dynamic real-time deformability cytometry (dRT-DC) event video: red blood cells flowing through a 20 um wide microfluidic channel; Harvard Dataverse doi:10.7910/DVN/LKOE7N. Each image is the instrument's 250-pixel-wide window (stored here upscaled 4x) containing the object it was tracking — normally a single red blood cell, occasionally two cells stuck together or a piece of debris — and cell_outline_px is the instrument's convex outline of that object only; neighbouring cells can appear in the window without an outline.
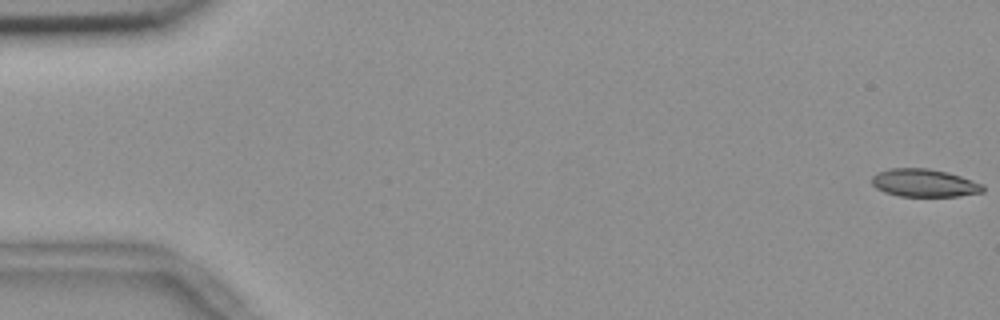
{"species": "common noctule bat (a hibernating species)", "species_latin": "Nyctalus noctula", "temperature_condition": "room temperature", "stored_images_in_passage": 56, "camera_frame_rate_fps": 3000, "um_per_image_px": 0.085, "animal": {"sex": "female", "body_mass_g": 18.4}, "frame": {"image": 1, "passage_image": 1, "time_ms": 0.0, "image_size_px": [1000, 320], "cell_outline_px": [[984, 192], [960, 196], [900, 196], [884, 192], [876, 188], [872, 184], [872, 176], [888, 168], [928, 168], [948, 172], [984, 184]], "centroid_in_image_um": [78.58, 15.55], "position_along_channel_um": 6.4, "area_um2": 18.09}}
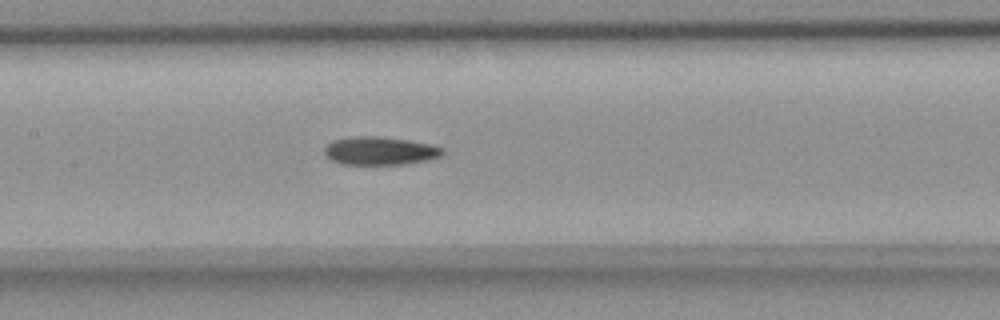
{"frame": {"image": 2, "passage_image": 27, "time_ms": 8.667, "image_size_px": [1000, 320], "cell_outline_px": [[444, 152], [440, 156], [428, 160], [404, 164], [340, 164], [332, 160], [324, 152], [324, 148], [332, 140], [356, 136], [376, 136], [408, 140], [432, 144], [444, 148]], "centroid_in_image_um": [32.31, 12.82], "position_along_channel_um": 175.1, "area_um2": 19.36}}
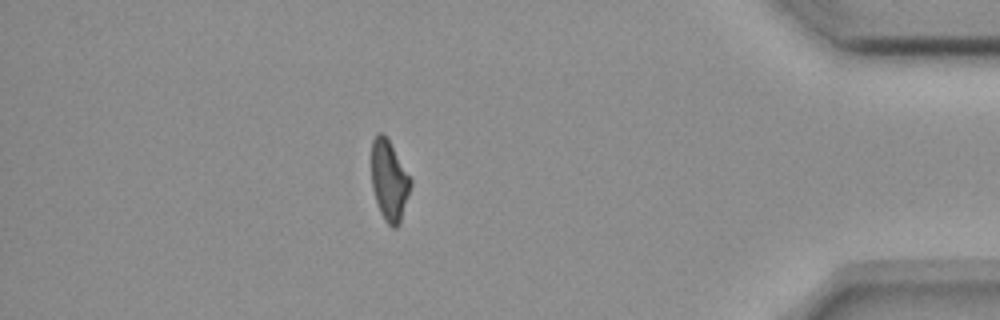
{"frame": {"image": 3, "passage_image": 49, "time_ms": 16.0, "image_size_px": [1000, 320], "cell_outline_px": [[412, 184], [400, 224], [396, 228], [392, 228], [384, 220], [380, 212], [372, 188], [372, 140], [376, 132], [384, 132], [412, 180]], "centroid_in_image_um": [33.08, 15.35], "position_along_channel_um": 402.1, "area_um2": 18.44}, "authors_computed_cell_mechanics": {"area_um2": 19.2185, "velocity_mm_per_s": 3.6795, "shape_relaxation_time_tau1_ms": null, "shape_relaxation_time_tau2_ms": 5.4478, "deformation_change_tau1": null, "deformation_change_tau2": 0.136}}